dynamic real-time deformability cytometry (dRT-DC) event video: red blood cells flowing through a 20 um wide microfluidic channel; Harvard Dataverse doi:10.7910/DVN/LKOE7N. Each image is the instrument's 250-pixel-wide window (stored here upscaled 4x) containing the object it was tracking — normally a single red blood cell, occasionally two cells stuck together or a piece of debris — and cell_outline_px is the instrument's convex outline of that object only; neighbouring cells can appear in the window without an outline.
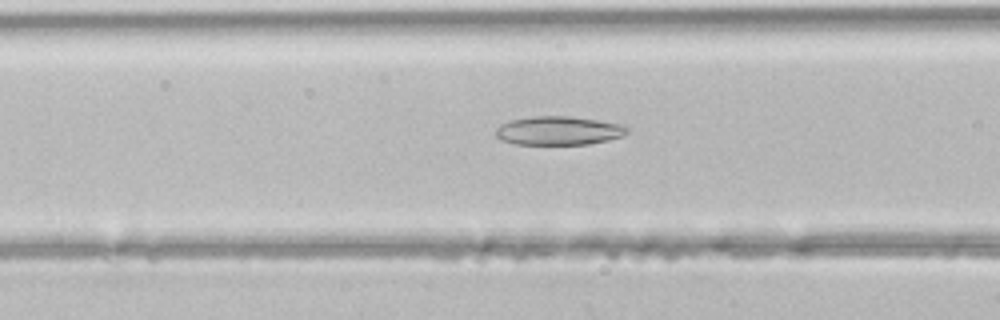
{"species": "common noctule bat (a hibernating species)", "species_latin": "Nyctalus noctula", "temperature_condition": "room temperature", "stored_images_in_passage": 40, "camera_frame_rate_fps": 3000, "um_per_image_px": 0.085, "animal": {"sex": "male", "body_mass_g": 21.5, "forearm_length_mm": 52.0}, "frame": {"image": 1, "passage_image": 12, "time_ms": 3.667, "image_size_px": [1000, 320], "cell_outline_px": [[628, 132], [624, 136], [608, 140], [588, 144], [516, 144], [500, 140], [496, 136], [496, 128], [500, 124], [512, 120], [532, 116], [568, 116], [596, 120], [620, 124], [628, 128]], "centroid_in_image_um": [47.47, 11.11], "position_along_channel_um": 119.1, "area_um2": 21.91}}
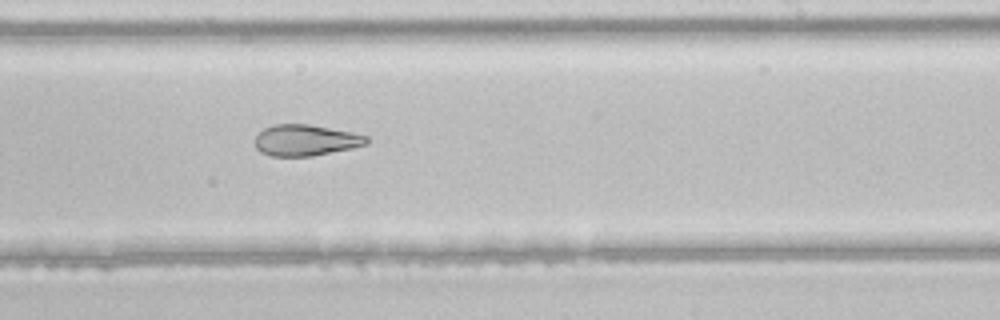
{"frame": {"image": 2, "passage_image": 22, "time_ms": 7.0, "image_size_px": [1000, 320], "cell_outline_px": [[368, 144], [352, 148], [312, 156], [272, 156], [260, 152], [256, 148], [256, 136], [264, 128], [276, 124], [308, 124], [352, 132], [368, 136]], "centroid_in_image_um": [25.99, 11.92], "position_along_channel_um": 263.0, "area_um2": 20.17}}
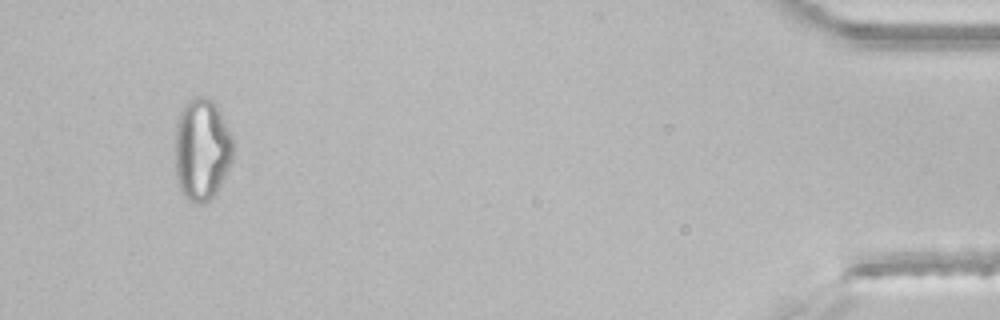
{"frame": {"image": 3, "passage_image": 38, "time_ms": 12.333, "image_size_px": [1000, 320], "cell_outline_px": [[236, 144], [232, 164], [216, 192], [204, 204], [192, 204], [184, 196], [180, 188], [176, 176], [176, 120], [184, 104], [188, 100], [196, 96], [204, 96], [212, 100], [216, 104]], "centroid_in_image_um": [17.19, 12.71], "position_along_channel_um": 418.0, "area_um2": 35.08}}